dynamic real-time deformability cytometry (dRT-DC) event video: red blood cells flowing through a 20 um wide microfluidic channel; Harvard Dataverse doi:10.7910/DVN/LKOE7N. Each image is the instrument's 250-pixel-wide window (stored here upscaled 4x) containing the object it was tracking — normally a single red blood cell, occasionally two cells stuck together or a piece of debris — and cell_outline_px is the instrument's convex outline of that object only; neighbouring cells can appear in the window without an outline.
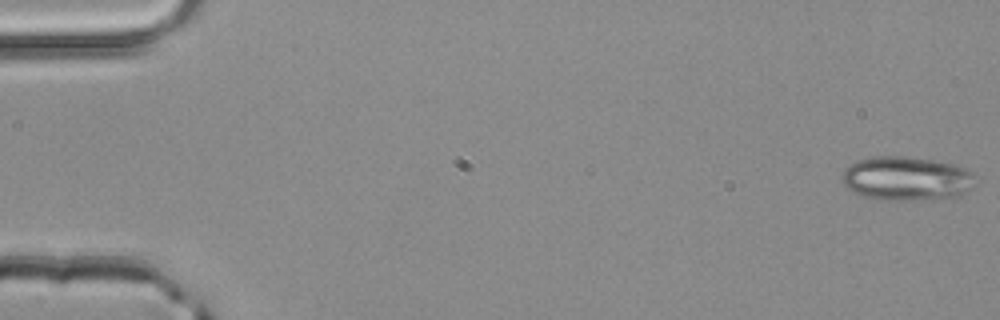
{"species": "common noctule bat (a hibernating species)", "species_latin": "Nyctalus noctula", "temperature_condition": "room temperature", "stored_images_in_passage": 5, "segment_of_instrument_passage": [1, 2], "camera_frame_rate_fps": 3000, "um_per_image_px": 0.085, "animal": {"sex": "male", "body_mass_g": 20.4}, "frame": {"image": 1, "passage_image": 1, "time_ms": 0.0, "image_size_px": [1000, 320], "cell_outline_px": [[980, 176], [968, 192], [960, 196], [912, 200], [888, 200], [864, 196], [852, 192], [844, 184], [840, 176], [844, 168], [848, 164], [856, 160], [872, 156], [904, 156], [932, 160], [952, 164], [964, 168]], "centroid_in_image_um": [77.06, 15.16], "position_along_channel_um": 7.9, "area_um2": 34.62}}